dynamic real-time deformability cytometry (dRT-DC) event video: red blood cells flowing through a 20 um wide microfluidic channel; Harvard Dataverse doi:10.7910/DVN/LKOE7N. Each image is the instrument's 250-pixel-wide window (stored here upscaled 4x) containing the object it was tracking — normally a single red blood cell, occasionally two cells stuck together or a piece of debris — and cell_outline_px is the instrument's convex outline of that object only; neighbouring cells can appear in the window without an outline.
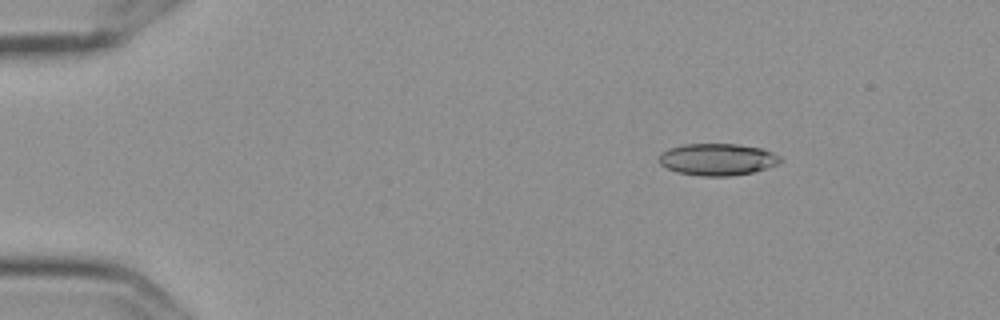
{"species": "Egyptian fruit bat (a non-hibernating species)", "species_latin": "Rousettus aegyptiacus", "temperature_condition": "cold", "stored_images_in_passage": 9, "camera_frame_rate_fps": 3000, "um_per_image_px": 0.085, "frame": {"image": 1, "passage_image": 3, "time_ms": 0.667, "image_size_px": [1000, 320], "cell_outline_px": [[784, 160], [780, 164], [768, 168], [752, 172], [728, 176], [700, 176], [676, 172], [660, 164], [660, 152], [668, 148], [684, 144], [740, 144], [764, 148], [780, 156]], "centroid_in_image_um": [61.03, 13.54], "position_along_channel_um": 24.0, "area_um2": 22.83}}
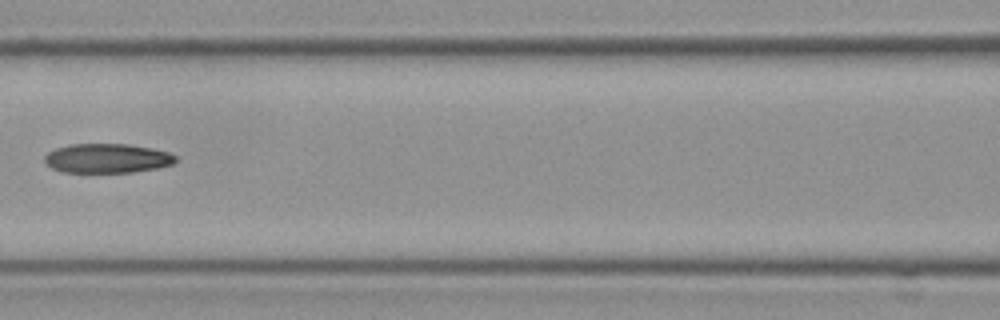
{"frame": {"image": 2, "passage_image": 8, "time_ms": 2.333, "image_size_px": [1000, 320], "cell_outline_px": [[176, 160], [172, 164], [156, 168], [132, 172], [64, 172], [52, 168], [44, 160], [44, 156], [48, 152], [56, 148], [68, 144], [128, 144], [152, 148], [168, 152], [176, 156]], "centroid_in_image_um": [9.09, 13.45], "position_along_channel_um": 157.5, "area_um2": 22.31}}
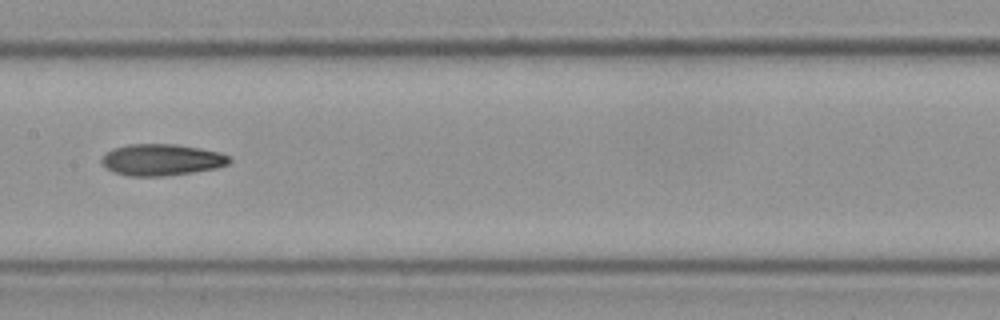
{"frame": {"image": 3, "passage_image": 9, "time_ms": 2.667, "image_size_px": [1000, 320], "cell_outline_px": [[232, 160], [228, 164], [216, 168], [192, 172], [164, 176], [128, 176], [112, 172], [100, 160], [112, 148], [128, 144], [176, 144], [200, 148], [220, 152], [228, 156]], "centroid_in_image_um": [13.74, 13.58], "position_along_channel_um": 193.7, "area_um2": 23.41}}